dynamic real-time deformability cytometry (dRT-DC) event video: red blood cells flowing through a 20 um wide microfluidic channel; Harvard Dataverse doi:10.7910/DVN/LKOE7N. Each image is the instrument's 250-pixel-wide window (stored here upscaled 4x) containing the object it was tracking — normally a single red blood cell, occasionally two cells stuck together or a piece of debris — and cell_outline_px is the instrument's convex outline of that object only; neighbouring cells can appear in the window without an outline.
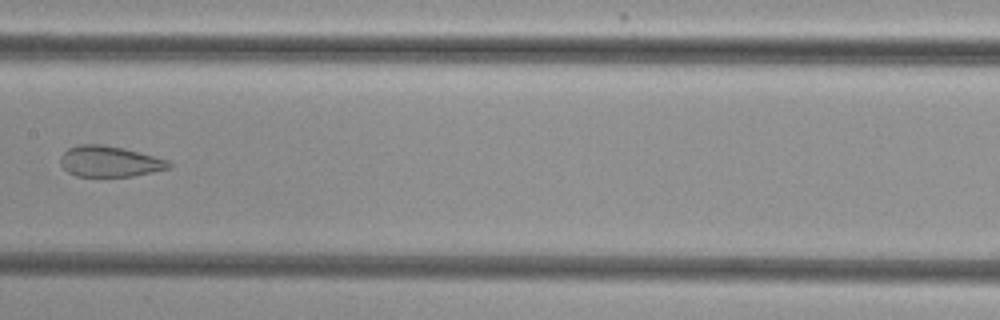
{"species": "common noctule bat (a hibernating species)", "species_latin": "Nyctalus noctula", "temperature_condition": "cold", "stored_images_in_passage": 7, "camera_frame_rate_fps": 3000, "um_per_image_px": 0.085, "animal": {"sex": "female", "body_mass_g": 29.2, "forearm_length_mm": 56.3}, "frame": {"image": 1, "passage_image": 7, "time_ms": 7.0, "image_size_px": [1000, 320], "cell_outline_px": [[172, 164], [168, 168], [152, 172], [132, 176], [76, 176], [68, 172], [60, 164], [60, 156], [68, 148], [80, 144], [104, 144], [124, 148], [168, 160]], "centroid_in_image_um": [9.28, 13.71], "position_along_channel_um": 198.1, "area_um2": 19.42}}